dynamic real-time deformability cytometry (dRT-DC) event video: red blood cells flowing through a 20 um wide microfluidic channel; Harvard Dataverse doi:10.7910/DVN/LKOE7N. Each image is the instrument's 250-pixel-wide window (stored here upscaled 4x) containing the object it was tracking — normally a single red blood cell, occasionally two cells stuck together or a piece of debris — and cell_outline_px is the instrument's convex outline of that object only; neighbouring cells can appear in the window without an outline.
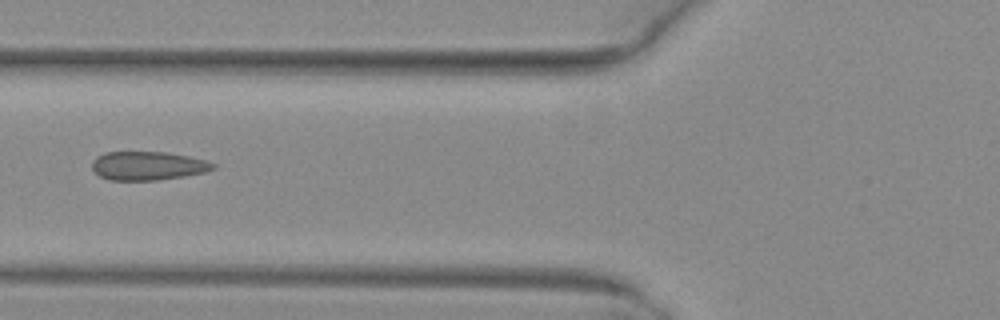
{"species": "common noctule bat (a hibernating species)", "species_latin": "Nyctalus noctula", "temperature_condition": "warm", "stored_images_in_passage": 6, "camera_frame_rate_fps": 3000, "um_per_image_px": 0.085, "animal": {"sex": "female", "body_mass_g": 29.2, "forearm_length_mm": 56.3}, "frame": {"image": 1, "passage_image": 6, "time_ms": 1.667, "image_size_px": [1000, 320], "cell_outline_px": [[216, 168], [208, 172], [184, 176], [156, 180], [108, 180], [100, 176], [92, 168], [92, 160], [96, 156], [104, 152], [164, 152], [188, 156], [204, 160], [216, 164]], "centroid_in_image_um": [12.57, 14.09], "position_along_channel_um": 113.2, "area_um2": 20.29}}